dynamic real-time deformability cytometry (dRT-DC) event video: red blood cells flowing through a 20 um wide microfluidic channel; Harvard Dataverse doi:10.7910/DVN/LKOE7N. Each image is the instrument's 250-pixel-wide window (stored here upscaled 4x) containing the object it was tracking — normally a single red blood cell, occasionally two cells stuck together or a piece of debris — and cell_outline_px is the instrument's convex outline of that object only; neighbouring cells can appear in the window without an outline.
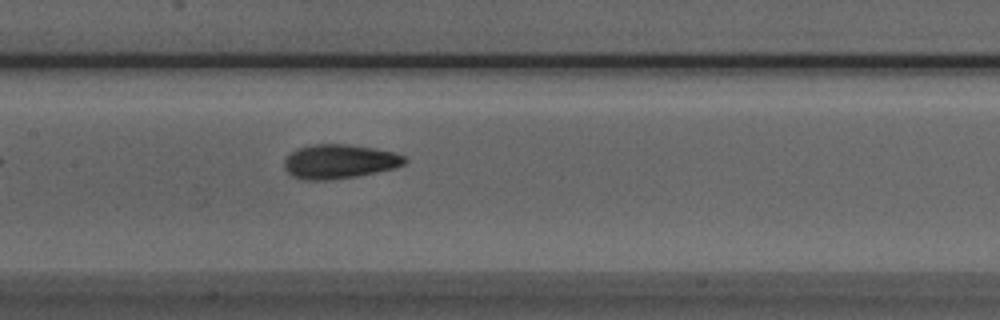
{"species": "Egyptian fruit bat (a non-hibernating species)", "species_latin": "Rousettus aegyptiacus", "temperature_condition": "room temperature", "stored_images_in_passage": 35, "camera_frame_rate_fps": 3000, "um_per_image_px": 0.085, "animal": {"sex": "male"}, "frame": {"image": 1, "passage_image": 11, "time_ms": 3.333, "image_size_px": [1000, 320], "cell_outline_px": [[408, 160], [404, 164], [396, 168], [356, 176], [328, 180], [304, 180], [292, 176], [284, 168], [284, 160], [292, 152], [300, 148], [312, 144], [348, 144], [372, 148], [392, 152], [404, 156]], "centroid_in_image_um": [28.84, 13.73], "position_along_channel_um": 178.6, "area_um2": 23.87}}
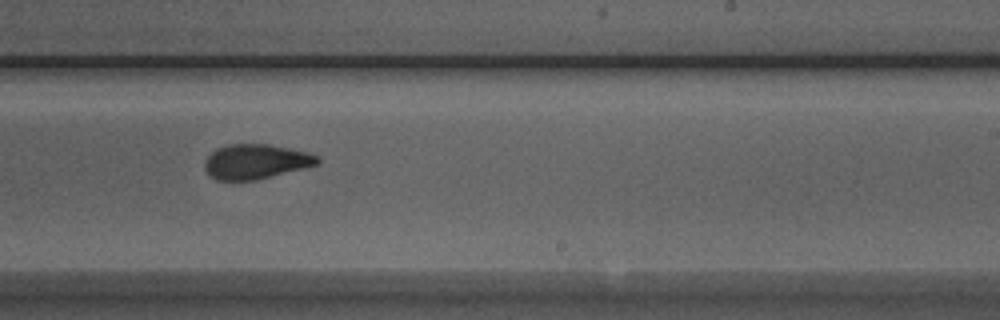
{"frame": {"image": 2, "passage_image": 18, "time_ms": 5.667, "image_size_px": [1000, 320], "cell_outline_px": [[320, 164], [256, 180], [216, 180], [204, 168], [204, 160], [216, 148], [228, 144], [268, 144], [308, 152], [320, 156]], "centroid_in_image_um": [21.76, 13.73], "position_along_channel_um": 267.2, "area_um2": 22.89}}
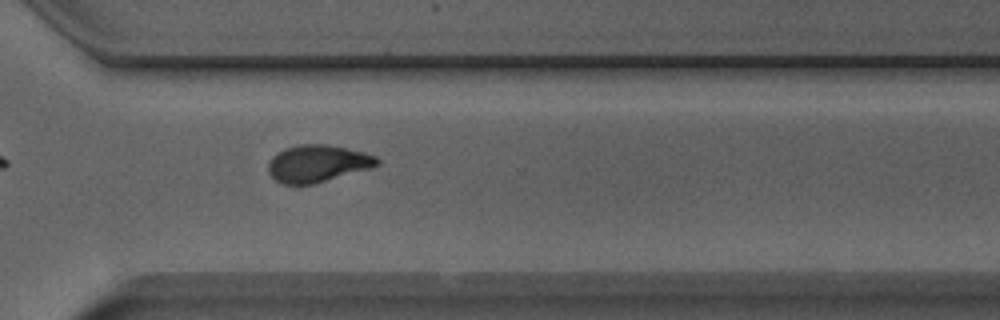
{"frame": {"image": 3, "passage_image": 24, "time_ms": 7.667, "image_size_px": [1000, 320], "cell_outline_px": [[380, 164], [372, 168], [312, 184], [284, 184], [276, 180], [268, 172], [268, 164], [272, 156], [284, 148], [300, 144], [328, 144], [364, 152], [376, 156], [380, 160]], "centroid_in_image_um": [27.01, 13.89], "position_along_channel_um": 343.6, "area_um2": 23.58}, "authors_computed_cell_mechanics": {"area_um2": 23.4668, "velocity_mm_per_s": 3.8198, "shape_relaxation_time_tau1_ms": 4.6362, "shape_relaxation_time_tau2_ms": 1.9206, "deformation_change_tau1": 0.1693, "deformation_change_tau2": 0.0891}}